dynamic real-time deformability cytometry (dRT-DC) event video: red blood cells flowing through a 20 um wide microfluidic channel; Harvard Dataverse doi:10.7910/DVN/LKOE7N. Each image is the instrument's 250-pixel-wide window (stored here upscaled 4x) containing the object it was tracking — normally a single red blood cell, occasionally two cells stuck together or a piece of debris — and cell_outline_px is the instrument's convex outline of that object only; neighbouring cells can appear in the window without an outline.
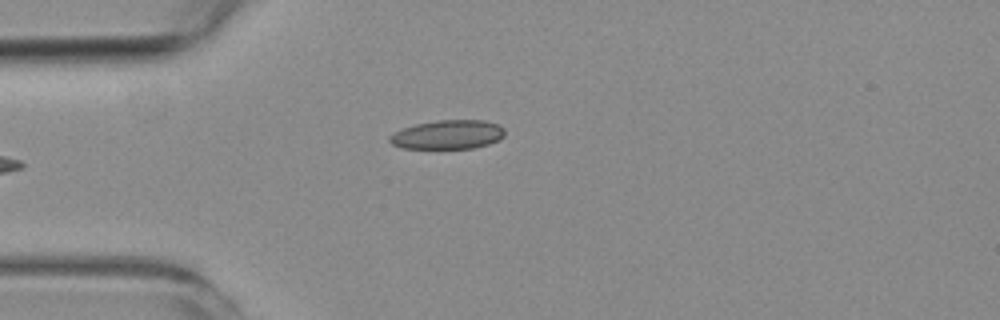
{"species": "common noctule bat (a hibernating species)", "species_latin": "Nyctalus noctula", "temperature_condition": "room temperature", "stored_images_in_passage": 4, "camera_frame_rate_fps": 3000, "um_per_image_px": 0.085, "animal": {"sex": "female", "body_mass_g": 19.3, "forearm_length_mm": 54.1}, "frame": {"image": 1, "passage_image": 4, "time_ms": 4.333, "image_size_px": [1000, 320], "cell_outline_px": [[504, 136], [500, 140], [488, 144], [472, 148], [400, 148], [392, 144], [388, 140], [388, 136], [392, 132], [416, 124], [436, 120], [484, 120], [500, 124], [504, 128]], "centroid_in_image_um": [38.06, 11.43], "position_along_channel_um": 46.9, "area_um2": 19.65}}